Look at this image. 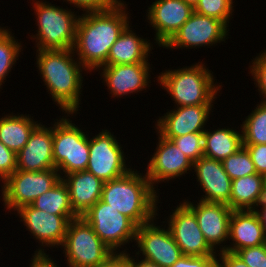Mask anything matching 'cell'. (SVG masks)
<instances>
[{
  "label": "cell",
  "mask_w": 266,
  "mask_h": 267,
  "mask_svg": "<svg viewBox=\"0 0 266 267\" xmlns=\"http://www.w3.org/2000/svg\"><path fill=\"white\" fill-rule=\"evenodd\" d=\"M126 6L119 1L108 10L81 14L73 51L84 69L92 71L106 66L110 48L130 23Z\"/></svg>",
  "instance_id": "cell-1"
},
{
  "label": "cell",
  "mask_w": 266,
  "mask_h": 267,
  "mask_svg": "<svg viewBox=\"0 0 266 267\" xmlns=\"http://www.w3.org/2000/svg\"><path fill=\"white\" fill-rule=\"evenodd\" d=\"M37 67L52 100L60 106L62 112L73 115L78 111L81 86L83 83L82 66L74 59L73 49L37 50ZM77 60V61H76ZM82 69V70H81ZM81 90V91H80Z\"/></svg>",
  "instance_id": "cell-2"
},
{
  "label": "cell",
  "mask_w": 266,
  "mask_h": 267,
  "mask_svg": "<svg viewBox=\"0 0 266 267\" xmlns=\"http://www.w3.org/2000/svg\"><path fill=\"white\" fill-rule=\"evenodd\" d=\"M155 189L146 174L131 169L119 178L104 182L100 200L140 226L156 219L159 195Z\"/></svg>",
  "instance_id": "cell-3"
},
{
  "label": "cell",
  "mask_w": 266,
  "mask_h": 267,
  "mask_svg": "<svg viewBox=\"0 0 266 267\" xmlns=\"http://www.w3.org/2000/svg\"><path fill=\"white\" fill-rule=\"evenodd\" d=\"M211 72L199 62L177 70H165L157 78L177 107L213 105L221 86L214 84L216 79Z\"/></svg>",
  "instance_id": "cell-4"
},
{
  "label": "cell",
  "mask_w": 266,
  "mask_h": 267,
  "mask_svg": "<svg viewBox=\"0 0 266 267\" xmlns=\"http://www.w3.org/2000/svg\"><path fill=\"white\" fill-rule=\"evenodd\" d=\"M33 6L38 30L31 39H36L37 50L73 49L80 15L46 1L37 0Z\"/></svg>",
  "instance_id": "cell-5"
},
{
  "label": "cell",
  "mask_w": 266,
  "mask_h": 267,
  "mask_svg": "<svg viewBox=\"0 0 266 267\" xmlns=\"http://www.w3.org/2000/svg\"><path fill=\"white\" fill-rule=\"evenodd\" d=\"M61 247L69 267H102L115 255L83 217L69 222Z\"/></svg>",
  "instance_id": "cell-6"
},
{
  "label": "cell",
  "mask_w": 266,
  "mask_h": 267,
  "mask_svg": "<svg viewBox=\"0 0 266 267\" xmlns=\"http://www.w3.org/2000/svg\"><path fill=\"white\" fill-rule=\"evenodd\" d=\"M71 122L66 116L53 124L55 169L65 175L86 170L89 161V135Z\"/></svg>",
  "instance_id": "cell-7"
},
{
  "label": "cell",
  "mask_w": 266,
  "mask_h": 267,
  "mask_svg": "<svg viewBox=\"0 0 266 267\" xmlns=\"http://www.w3.org/2000/svg\"><path fill=\"white\" fill-rule=\"evenodd\" d=\"M62 176L57 169L31 172L16 170L4 182L2 196L8 210L30 205L38 196L52 189Z\"/></svg>",
  "instance_id": "cell-8"
},
{
  "label": "cell",
  "mask_w": 266,
  "mask_h": 267,
  "mask_svg": "<svg viewBox=\"0 0 266 267\" xmlns=\"http://www.w3.org/2000/svg\"><path fill=\"white\" fill-rule=\"evenodd\" d=\"M83 217L102 242L115 254L121 245L135 241L137 225L126 215L99 200Z\"/></svg>",
  "instance_id": "cell-9"
},
{
  "label": "cell",
  "mask_w": 266,
  "mask_h": 267,
  "mask_svg": "<svg viewBox=\"0 0 266 267\" xmlns=\"http://www.w3.org/2000/svg\"><path fill=\"white\" fill-rule=\"evenodd\" d=\"M118 140L109 132L103 130L89 139V161L86 170L103 182L119 178L128 173L124 159V151Z\"/></svg>",
  "instance_id": "cell-10"
},
{
  "label": "cell",
  "mask_w": 266,
  "mask_h": 267,
  "mask_svg": "<svg viewBox=\"0 0 266 267\" xmlns=\"http://www.w3.org/2000/svg\"><path fill=\"white\" fill-rule=\"evenodd\" d=\"M154 219L137 226L135 243L143 259L158 264L160 267H171L180 257L182 251L172 237L169 228L154 225Z\"/></svg>",
  "instance_id": "cell-11"
},
{
  "label": "cell",
  "mask_w": 266,
  "mask_h": 267,
  "mask_svg": "<svg viewBox=\"0 0 266 267\" xmlns=\"http://www.w3.org/2000/svg\"><path fill=\"white\" fill-rule=\"evenodd\" d=\"M227 26L220 20L193 12L173 37L163 46L167 49L199 48L225 42Z\"/></svg>",
  "instance_id": "cell-12"
},
{
  "label": "cell",
  "mask_w": 266,
  "mask_h": 267,
  "mask_svg": "<svg viewBox=\"0 0 266 267\" xmlns=\"http://www.w3.org/2000/svg\"><path fill=\"white\" fill-rule=\"evenodd\" d=\"M169 216L168 228L186 256H217L204 238L195 213L183 202Z\"/></svg>",
  "instance_id": "cell-13"
},
{
  "label": "cell",
  "mask_w": 266,
  "mask_h": 267,
  "mask_svg": "<svg viewBox=\"0 0 266 267\" xmlns=\"http://www.w3.org/2000/svg\"><path fill=\"white\" fill-rule=\"evenodd\" d=\"M16 211L27 230L41 243L40 246L49 248L62 246L69 222L78 217L77 215L50 214L31 205L23 206Z\"/></svg>",
  "instance_id": "cell-14"
},
{
  "label": "cell",
  "mask_w": 266,
  "mask_h": 267,
  "mask_svg": "<svg viewBox=\"0 0 266 267\" xmlns=\"http://www.w3.org/2000/svg\"><path fill=\"white\" fill-rule=\"evenodd\" d=\"M156 152L149 160L146 176L152 187L161 181H169L193 170V162L169 139L158 134ZM191 168V169H190Z\"/></svg>",
  "instance_id": "cell-15"
},
{
  "label": "cell",
  "mask_w": 266,
  "mask_h": 267,
  "mask_svg": "<svg viewBox=\"0 0 266 267\" xmlns=\"http://www.w3.org/2000/svg\"><path fill=\"white\" fill-rule=\"evenodd\" d=\"M147 20L156 30L155 41L163 47L190 18L194 8L183 0H155L148 7Z\"/></svg>",
  "instance_id": "cell-16"
},
{
  "label": "cell",
  "mask_w": 266,
  "mask_h": 267,
  "mask_svg": "<svg viewBox=\"0 0 266 267\" xmlns=\"http://www.w3.org/2000/svg\"><path fill=\"white\" fill-rule=\"evenodd\" d=\"M184 203L195 213L200 230L209 246L216 251L215 246L229 239V220L232 209L223 203L199 200L197 205L191 201Z\"/></svg>",
  "instance_id": "cell-17"
},
{
  "label": "cell",
  "mask_w": 266,
  "mask_h": 267,
  "mask_svg": "<svg viewBox=\"0 0 266 267\" xmlns=\"http://www.w3.org/2000/svg\"><path fill=\"white\" fill-rule=\"evenodd\" d=\"M213 105L180 106L157 120L156 129L163 137H180L204 132Z\"/></svg>",
  "instance_id": "cell-18"
},
{
  "label": "cell",
  "mask_w": 266,
  "mask_h": 267,
  "mask_svg": "<svg viewBox=\"0 0 266 267\" xmlns=\"http://www.w3.org/2000/svg\"><path fill=\"white\" fill-rule=\"evenodd\" d=\"M17 170L38 172L55 168L53 159V127L39 123L26 145L17 153Z\"/></svg>",
  "instance_id": "cell-19"
},
{
  "label": "cell",
  "mask_w": 266,
  "mask_h": 267,
  "mask_svg": "<svg viewBox=\"0 0 266 267\" xmlns=\"http://www.w3.org/2000/svg\"><path fill=\"white\" fill-rule=\"evenodd\" d=\"M101 76L112 97L134 94L146 89L150 78V63L102 66ZM114 95V96H113Z\"/></svg>",
  "instance_id": "cell-20"
},
{
  "label": "cell",
  "mask_w": 266,
  "mask_h": 267,
  "mask_svg": "<svg viewBox=\"0 0 266 267\" xmlns=\"http://www.w3.org/2000/svg\"><path fill=\"white\" fill-rule=\"evenodd\" d=\"M197 182L205 195L200 200L229 206L232 180L224 170L222 161L202 156L193 163Z\"/></svg>",
  "instance_id": "cell-21"
},
{
  "label": "cell",
  "mask_w": 266,
  "mask_h": 267,
  "mask_svg": "<svg viewBox=\"0 0 266 267\" xmlns=\"http://www.w3.org/2000/svg\"><path fill=\"white\" fill-rule=\"evenodd\" d=\"M232 246H222L220 252L238 250L266 243V233L256 210H233L229 220V241Z\"/></svg>",
  "instance_id": "cell-22"
},
{
  "label": "cell",
  "mask_w": 266,
  "mask_h": 267,
  "mask_svg": "<svg viewBox=\"0 0 266 267\" xmlns=\"http://www.w3.org/2000/svg\"><path fill=\"white\" fill-rule=\"evenodd\" d=\"M64 176L62 180L69 190L70 205L74 213L81 217L100 200L104 182L87 170Z\"/></svg>",
  "instance_id": "cell-23"
},
{
  "label": "cell",
  "mask_w": 266,
  "mask_h": 267,
  "mask_svg": "<svg viewBox=\"0 0 266 267\" xmlns=\"http://www.w3.org/2000/svg\"><path fill=\"white\" fill-rule=\"evenodd\" d=\"M127 26L117 38L109 51L106 66L118 64L149 63L151 44L150 40L138 37L136 33Z\"/></svg>",
  "instance_id": "cell-24"
},
{
  "label": "cell",
  "mask_w": 266,
  "mask_h": 267,
  "mask_svg": "<svg viewBox=\"0 0 266 267\" xmlns=\"http://www.w3.org/2000/svg\"><path fill=\"white\" fill-rule=\"evenodd\" d=\"M264 182L265 176L258 173L233 179L229 207L232 210L257 209L264 199Z\"/></svg>",
  "instance_id": "cell-25"
},
{
  "label": "cell",
  "mask_w": 266,
  "mask_h": 267,
  "mask_svg": "<svg viewBox=\"0 0 266 267\" xmlns=\"http://www.w3.org/2000/svg\"><path fill=\"white\" fill-rule=\"evenodd\" d=\"M29 115H6L0 118V141L16 154L26 145L38 125Z\"/></svg>",
  "instance_id": "cell-26"
},
{
  "label": "cell",
  "mask_w": 266,
  "mask_h": 267,
  "mask_svg": "<svg viewBox=\"0 0 266 267\" xmlns=\"http://www.w3.org/2000/svg\"><path fill=\"white\" fill-rule=\"evenodd\" d=\"M243 146L242 133L234 129L218 128L204 131L203 156L223 161Z\"/></svg>",
  "instance_id": "cell-27"
},
{
  "label": "cell",
  "mask_w": 266,
  "mask_h": 267,
  "mask_svg": "<svg viewBox=\"0 0 266 267\" xmlns=\"http://www.w3.org/2000/svg\"><path fill=\"white\" fill-rule=\"evenodd\" d=\"M32 207L55 215H76L70 205L69 190L61 179L52 189L38 196Z\"/></svg>",
  "instance_id": "cell-28"
},
{
  "label": "cell",
  "mask_w": 266,
  "mask_h": 267,
  "mask_svg": "<svg viewBox=\"0 0 266 267\" xmlns=\"http://www.w3.org/2000/svg\"><path fill=\"white\" fill-rule=\"evenodd\" d=\"M255 108L241 125L243 144H266V101Z\"/></svg>",
  "instance_id": "cell-29"
},
{
  "label": "cell",
  "mask_w": 266,
  "mask_h": 267,
  "mask_svg": "<svg viewBox=\"0 0 266 267\" xmlns=\"http://www.w3.org/2000/svg\"><path fill=\"white\" fill-rule=\"evenodd\" d=\"M21 47V43L12 36L9 29L0 27V89L11 68L19 59Z\"/></svg>",
  "instance_id": "cell-30"
},
{
  "label": "cell",
  "mask_w": 266,
  "mask_h": 267,
  "mask_svg": "<svg viewBox=\"0 0 266 267\" xmlns=\"http://www.w3.org/2000/svg\"><path fill=\"white\" fill-rule=\"evenodd\" d=\"M222 163L231 180L257 173L250 153L245 146L240 147L234 154L229 155Z\"/></svg>",
  "instance_id": "cell-31"
},
{
  "label": "cell",
  "mask_w": 266,
  "mask_h": 267,
  "mask_svg": "<svg viewBox=\"0 0 266 267\" xmlns=\"http://www.w3.org/2000/svg\"><path fill=\"white\" fill-rule=\"evenodd\" d=\"M233 0H199L194 12L222 21L227 27L232 17Z\"/></svg>",
  "instance_id": "cell-32"
},
{
  "label": "cell",
  "mask_w": 266,
  "mask_h": 267,
  "mask_svg": "<svg viewBox=\"0 0 266 267\" xmlns=\"http://www.w3.org/2000/svg\"><path fill=\"white\" fill-rule=\"evenodd\" d=\"M164 138L171 140L193 163L203 156L204 132Z\"/></svg>",
  "instance_id": "cell-33"
},
{
  "label": "cell",
  "mask_w": 266,
  "mask_h": 267,
  "mask_svg": "<svg viewBox=\"0 0 266 267\" xmlns=\"http://www.w3.org/2000/svg\"><path fill=\"white\" fill-rule=\"evenodd\" d=\"M248 267H266V243L235 252Z\"/></svg>",
  "instance_id": "cell-34"
},
{
  "label": "cell",
  "mask_w": 266,
  "mask_h": 267,
  "mask_svg": "<svg viewBox=\"0 0 266 267\" xmlns=\"http://www.w3.org/2000/svg\"><path fill=\"white\" fill-rule=\"evenodd\" d=\"M259 56L252 60V66H250V73L258 86V91L262 95V101H266V50L263 53L258 54Z\"/></svg>",
  "instance_id": "cell-35"
},
{
  "label": "cell",
  "mask_w": 266,
  "mask_h": 267,
  "mask_svg": "<svg viewBox=\"0 0 266 267\" xmlns=\"http://www.w3.org/2000/svg\"><path fill=\"white\" fill-rule=\"evenodd\" d=\"M17 154L0 141V180L2 183L17 170Z\"/></svg>",
  "instance_id": "cell-36"
},
{
  "label": "cell",
  "mask_w": 266,
  "mask_h": 267,
  "mask_svg": "<svg viewBox=\"0 0 266 267\" xmlns=\"http://www.w3.org/2000/svg\"><path fill=\"white\" fill-rule=\"evenodd\" d=\"M246 147L258 174L266 176V144H243Z\"/></svg>",
  "instance_id": "cell-37"
},
{
  "label": "cell",
  "mask_w": 266,
  "mask_h": 267,
  "mask_svg": "<svg viewBox=\"0 0 266 267\" xmlns=\"http://www.w3.org/2000/svg\"><path fill=\"white\" fill-rule=\"evenodd\" d=\"M65 1V0H64ZM74 7L85 11H104L114 7L121 0H66Z\"/></svg>",
  "instance_id": "cell-38"
},
{
  "label": "cell",
  "mask_w": 266,
  "mask_h": 267,
  "mask_svg": "<svg viewBox=\"0 0 266 267\" xmlns=\"http://www.w3.org/2000/svg\"><path fill=\"white\" fill-rule=\"evenodd\" d=\"M217 256H186L180 257L171 267H211Z\"/></svg>",
  "instance_id": "cell-39"
},
{
  "label": "cell",
  "mask_w": 266,
  "mask_h": 267,
  "mask_svg": "<svg viewBox=\"0 0 266 267\" xmlns=\"http://www.w3.org/2000/svg\"><path fill=\"white\" fill-rule=\"evenodd\" d=\"M219 259L217 260L224 266V267H248L244 261L233 252L222 251L218 253ZM221 260V261H220Z\"/></svg>",
  "instance_id": "cell-40"
},
{
  "label": "cell",
  "mask_w": 266,
  "mask_h": 267,
  "mask_svg": "<svg viewBox=\"0 0 266 267\" xmlns=\"http://www.w3.org/2000/svg\"><path fill=\"white\" fill-rule=\"evenodd\" d=\"M34 254L30 267H58L55 261L51 260V257L49 258V255L44 252V248L41 249L40 247Z\"/></svg>",
  "instance_id": "cell-41"
},
{
  "label": "cell",
  "mask_w": 266,
  "mask_h": 267,
  "mask_svg": "<svg viewBox=\"0 0 266 267\" xmlns=\"http://www.w3.org/2000/svg\"><path fill=\"white\" fill-rule=\"evenodd\" d=\"M106 267H132L130 260L118 252L106 263Z\"/></svg>",
  "instance_id": "cell-42"
},
{
  "label": "cell",
  "mask_w": 266,
  "mask_h": 267,
  "mask_svg": "<svg viewBox=\"0 0 266 267\" xmlns=\"http://www.w3.org/2000/svg\"><path fill=\"white\" fill-rule=\"evenodd\" d=\"M119 254H124L131 262L132 267H160L158 264L150 262L145 259H141V261L138 259V262L135 260V258L130 257V254L127 253L125 250L119 252ZM136 261V262H135Z\"/></svg>",
  "instance_id": "cell-43"
},
{
  "label": "cell",
  "mask_w": 266,
  "mask_h": 267,
  "mask_svg": "<svg viewBox=\"0 0 266 267\" xmlns=\"http://www.w3.org/2000/svg\"><path fill=\"white\" fill-rule=\"evenodd\" d=\"M261 207V211L259 209H256L257 214L259 215V218L261 220L262 225L264 226V230L266 233V201H261L257 208Z\"/></svg>",
  "instance_id": "cell-44"
},
{
  "label": "cell",
  "mask_w": 266,
  "mask_h": 267,
  "mask_svg": "<svg viewBox=\"0 0 266 267\" xmlns=\"http://www.w3.org/2000/svg\"><path fill=\"white\" fill-rule=\"evenodd\" d=\"M183 1L187 4H190L194 8L199 0H183Z\"/></svg>",
  "instance_id": "cell-45"
},
{
  "label": "cell",
  "mask_w": 266,
  "mask_h": 267,
  "mask_svg": "<svg viewBox=\"0 0 266 267\" xmlns=\"http://www.w3.org/2000/svg\"><path fill=\"white\" fill-rule=\"evenodd\" d=\"M211 267H224L218 260H216Z\"/></svg>",
  "instance_id": "cell-46"
},
{
  "label": "cell",
  "mask_w": 266,
  "mask_h": 267,
  "mask_svg": "<svg viewBox=\"0 0 266 267\" xmlns=\"http://www.w3.org/2000/svg\"><path fill=\"white\" fill-rule=\"evenodd\" d=\"M263 201H266V176H265V182H264V199Z\"/></svg>",
  "instance_id": "cell-47"
}]
</instances>
